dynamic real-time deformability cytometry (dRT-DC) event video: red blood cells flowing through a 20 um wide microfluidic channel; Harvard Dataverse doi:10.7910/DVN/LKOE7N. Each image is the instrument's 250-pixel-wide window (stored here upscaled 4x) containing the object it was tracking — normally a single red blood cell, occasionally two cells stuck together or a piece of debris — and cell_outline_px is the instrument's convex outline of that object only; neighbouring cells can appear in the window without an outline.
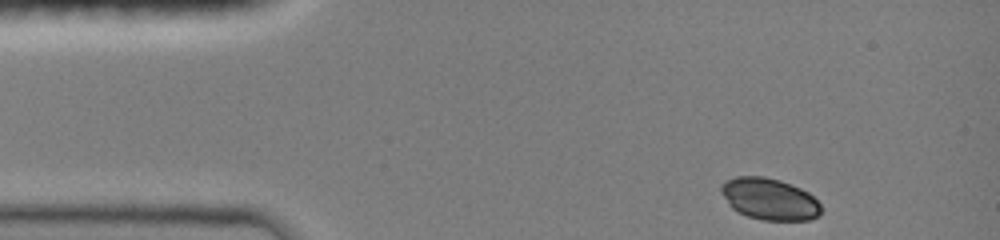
{"species": "common noctule bat (a hibernating species)", "species_latin": "Nyctalus noctula", "temperature_condition": "room temperature", "stored_images_in_passage": 40, "camera_frame_rate_fps": 3000, "um_per_image_px": 0.085, "animal": {"sex": "female", "body_mass_g": 19.0, "forearm_length_mm": 51.5}, "frame": {"image": 1, "passage_image": 1, "time_ms": 0.0, "image_size_px": [1000, 240], "cell_outline_px": [[820, 216], [808, 220], [764, 220], [748, 216], [732, 208], [728, 204], [720, 192], [720, 188], [724, 180], [736, 176], [764, 176], [780, 180], [800, 188], [808, 192], [820, 204]], "centroid_in_image_um": [65.38, 16.9], "position_along_channel_um": 19.6, "area_um2": 24.28}}
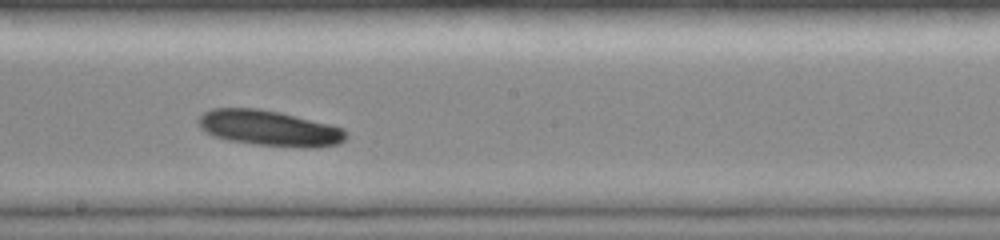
{"frame": {"image": 2, "passage_image": 22, "time_ms": 7.0, "image_size_px": [1000, 240], "cell_outline_px": [[348, 136], [344, 140], [336, 144], [316, 148], [312, 148], [256, 144], [228, 140], [212, 136], [204, 132], [200, 128], [196, 120], [204, 112], [212, 108], [256, 108], [280, 112], [344, 128], [348, 132]], "centroid_in_image_um": [22.86, 10.89], "position_along_channel_um": 225.3, "area_um2": 30.69}}
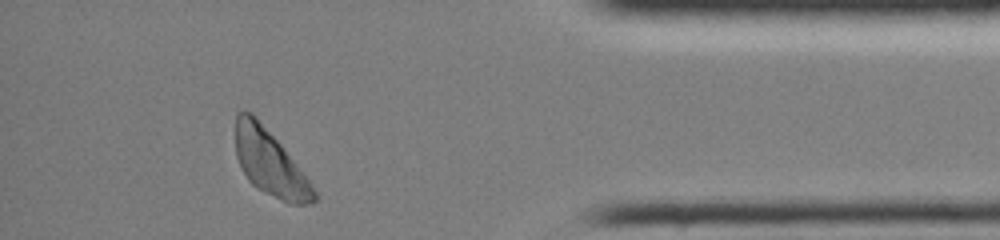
{"frame": {"image": 3, "passage_image": 38, "time_ms": 12.333, "image_size_px": [1000, 240], "cell_outline_px": [[316, 200], [312, 204], [288, 204], [256, 188], [248, 180], [236, 156], [236, 112], [244, 108], [252, 112], [256, 116], [280, 144], [308, 180], [316, 192]], "centroid_in_image_um": [22.91, 13.82], "position_along_channel_um": 412.3, "area_um2": 29.65}}